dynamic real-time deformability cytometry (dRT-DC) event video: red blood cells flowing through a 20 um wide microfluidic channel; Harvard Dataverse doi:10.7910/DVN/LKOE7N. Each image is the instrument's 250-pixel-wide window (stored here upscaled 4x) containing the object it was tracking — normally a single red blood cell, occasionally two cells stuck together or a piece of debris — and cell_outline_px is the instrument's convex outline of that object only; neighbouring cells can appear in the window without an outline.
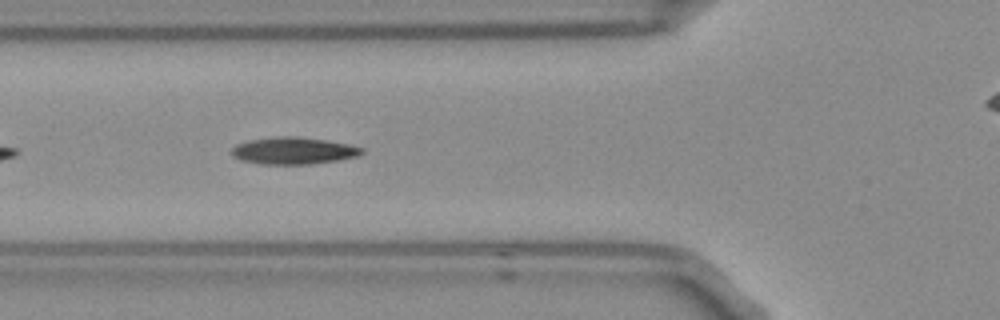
{"species": "Egyptian fruit bat (a non-hibernating species)", "species_latin": "Rousettus aegyptiacus", "temperature_condition": "room temperature", "stored_images_in_passage": 33, "camera_frame_rate_fps": 3000, "um_per_image_px": 0.085, "frame": {"image": 1, "passage_image": 6, "time_ms": 1.667, "image_size_px": [1000, 320], "cell_outline_px": [[364, 152], [360, 156], [340, 160], [312, 164], [260, 164], [240, 160], [232, 156], [232, 148], [236, 144], [252, 140], [280, 136], [296, 136], [324, 140], [348, 144], [364, 148]], "centroid_in_image_um": [24.98, 12.82], "position_along_channel_um": 100.8, "area_um2": 20.52}, "authors_computed_cell_mechanics": {"area_um2": 19.8832, "velocity_mm_per_s": 3.7749, "shape_relaxation_time_tau1_ms": 9.4568, "shape_relaxation_time_tau2_ms": 4.6153, "deformation_change_tau1": 0.2414, "deformation_change_tau2": 0.1171}}